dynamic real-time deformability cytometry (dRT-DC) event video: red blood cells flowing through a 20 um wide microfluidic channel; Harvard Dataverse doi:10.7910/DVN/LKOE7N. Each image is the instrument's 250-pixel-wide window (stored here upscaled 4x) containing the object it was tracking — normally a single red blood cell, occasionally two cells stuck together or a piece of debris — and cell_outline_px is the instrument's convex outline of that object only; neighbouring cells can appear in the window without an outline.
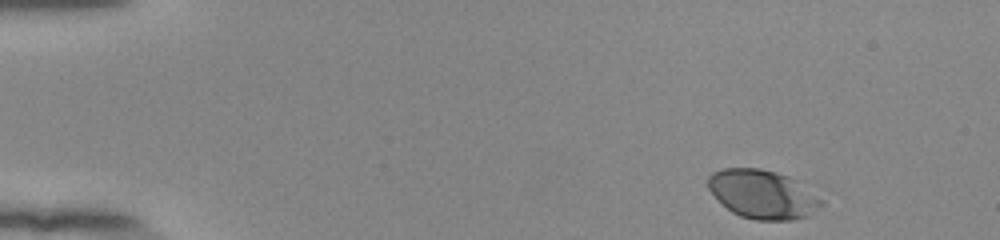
{"species": "human", "species_latin": "Homo sapiens", "temperature_condition": "room temperature", "stored_images_in_passage": 49, "camera_frame_rate_fps": 3000, "um_per_image_px": 0.085, "donor": {"sex": "female"}, "frame": {"image": 1, "passage_image": 1, "time_ms": 0.0, "image_size_px": [1000, 240], "cell_outline_px": [[824, 204], [808, 216], [792, 220], [756, 220], [740, 216], [732, 212], [708, 188], [708, 176], [712, 172], [724, 168], [760, 168], [776, 172], [788, 176], [796, 180], [824, 200]], "centroid_in_image_um": [64.85, 16.51], "position_along_channel_um": 20.1, "area_um2": 32.02}}
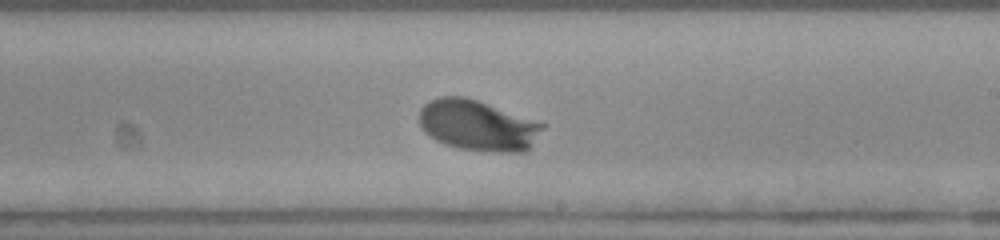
{"frame": {"image": 2, "passage_image": 28, "time_ms": 9.0, "image_size_px": [1000, 240], "cell_outline_px": [[548, 124], [528, 148], [524, 152], [492, 152], [460, 148], [444, 144], [436, 140], [424, 132], [420, 124], [420, 108], [424, 104], [440, 96], [464, 96]], "centroid_in_image_um": [40.62, 10.66], "position_along_channel_um": 248.4, "area_um2": 36.36}}
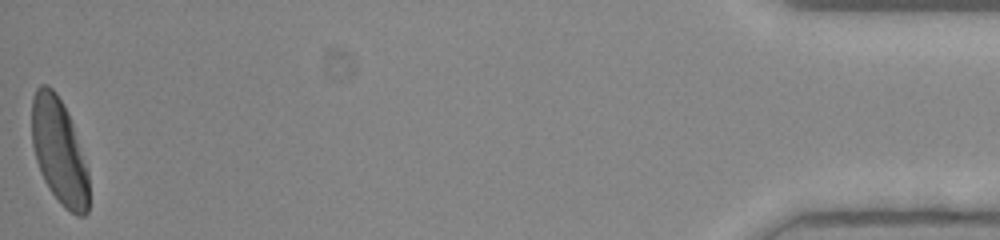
{"frame": {"image": 3, "passage_image": 49, "time_ms": 16.0, "image_size_px": [1000, 240], "cell_outline_px": [[88, 212], [84, 216], [76, 216], [64, 208], [48, 188], [40, 172], [36, 160], [32, 144], [32, 96], [36, 88], [40, 84], [48, 84], [56, 92], [68, 112], [88, 172]], "centroid_in_image_um": [5.0, 12.86], "position_along_channel_um": 430.2, "area_um2": 35.08}, "authors_computed_cell_mechanics": {"area_um2": 34.102, "velocity_mm_per_s": 3.8534, "shape_relaxation_time_tau1_ms": 1.7835, "shape_relaxation_time_tau2_ms": null, "deformation_change_tau1": 0.1336, "deformation_change_tau2": null}}